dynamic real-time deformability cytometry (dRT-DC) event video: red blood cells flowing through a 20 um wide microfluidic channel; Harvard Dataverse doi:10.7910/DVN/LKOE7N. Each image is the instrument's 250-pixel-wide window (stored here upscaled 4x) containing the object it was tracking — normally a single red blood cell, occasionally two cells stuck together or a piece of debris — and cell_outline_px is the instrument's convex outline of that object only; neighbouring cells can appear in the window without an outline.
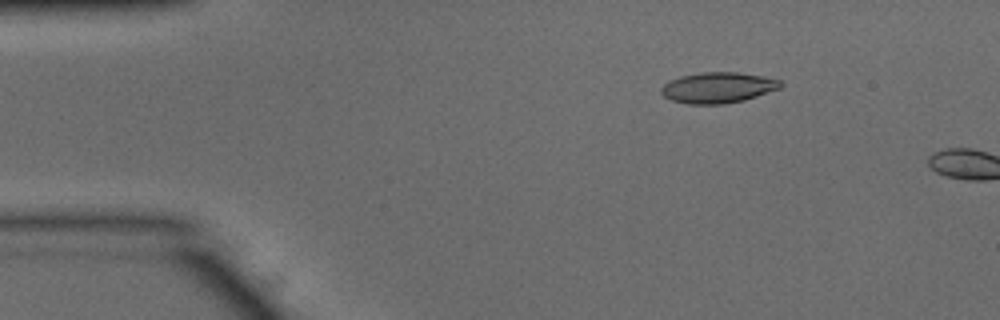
{"species": "common noctule bat (a hibernating species)", "species_latin": "Nyctalus noctula", "temperature_condition": "warm", "stored_images_in_passage": 4, "camera_frame_rate_fps": 3000, "um_per_image_px": 0.085, "animal": {"sex": "male", "body_mass_g": 15.6}, "frame": {"image": 1, "passage_image": 1, "time_ms": 0.0, "image_size_px": [1000, 320], "cell_outline_px": [[784, 84], [780, 88], [744, 100], [724, 104], [688, 104], [672, 100], [664, 96], [660, 92], [660, 88], [668, 80], [680, 76], [700, 72], [740, 72], [764, 76], [780, 80]], "centroid_in_image_um": [61.01, 7.44], "position_along_channel_um": 24.0, "area_um2": 21.56}}